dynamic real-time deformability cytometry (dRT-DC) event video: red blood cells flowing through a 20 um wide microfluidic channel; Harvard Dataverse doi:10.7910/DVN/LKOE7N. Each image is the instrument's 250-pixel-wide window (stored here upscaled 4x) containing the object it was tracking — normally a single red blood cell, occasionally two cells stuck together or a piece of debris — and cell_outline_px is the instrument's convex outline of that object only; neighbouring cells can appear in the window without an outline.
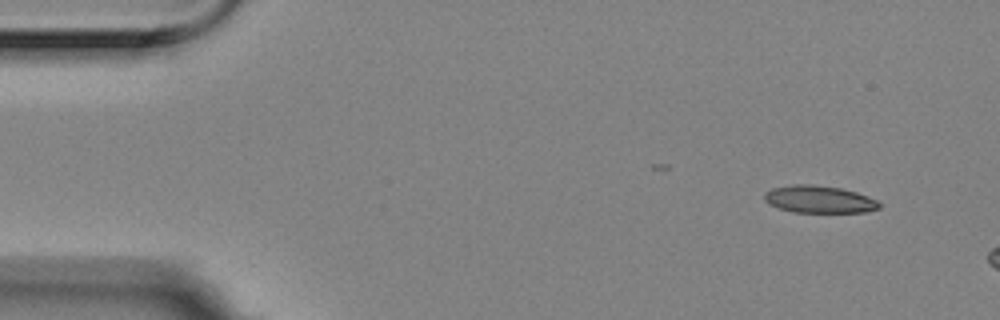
{"species": "Egyptian fruit bat (a non-hibernating species)", "species_latin": "Rousettus aegyptiacus", "temperature_condition": "room temperature", "stored_images_in_passage": 3, "camera_frame_rate_fps": 3000, "um_per_image_px": 0.085, "animal": {"sex": "female"}, "frame": {"image": 1, "passage_image": 1, "time_ms": 0.0, "image_size_px": [1000, 320], "cell_outline_px": [[880, 208], [864, 212], [792, 212], [768, 204], [764, 200], [764, 192], [772, 188], [792, 184], [812, 184], [840, 188], [856, 192], [868, 196], [876, 200], [880, 204]], "centroid_in_image_um": [69.59, 16.94], "position_along_channel_um": 15.4, "area_um2": 18.32}}